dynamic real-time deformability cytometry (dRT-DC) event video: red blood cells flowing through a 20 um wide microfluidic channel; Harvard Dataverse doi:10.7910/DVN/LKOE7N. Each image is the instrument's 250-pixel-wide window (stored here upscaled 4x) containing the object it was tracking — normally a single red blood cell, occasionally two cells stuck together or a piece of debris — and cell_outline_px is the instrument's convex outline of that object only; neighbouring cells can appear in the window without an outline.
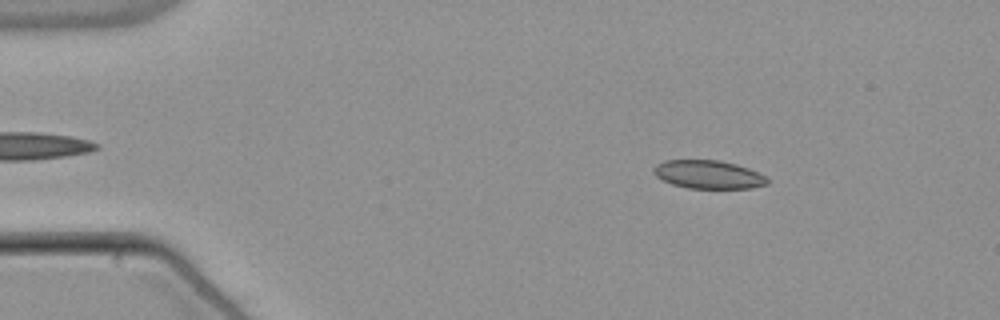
{"species": "common noctule bat (a hibernating species)", "species_latin": "Nyctalus noctula", "temperature_condition": "warm", "stored_images_in_passage": 53, "camera_frame_rate_fps": 3000, "um_per_image_px": 0.085, "animal": {"sex": "male", "body_mass_g": 21.5, "forearm_length_mm": 52.0}, "frame": {"image": 1, "passage_image": 8, "time_ms": 2.333, "image_size_px": [1000, 320], "cell_outline_px": [[768, 184], [752, 188], [688, 188], [672, 184], [656, 176], [652, 172], [652, 168], [656, 164], [664, 160], [720, 160], [736, 164], [748, 168], [768, 176]], "centroid_in_image_um": [60.22, 14.83], "position_along_channel_um": 24.8, "area_um2": 18.9}}
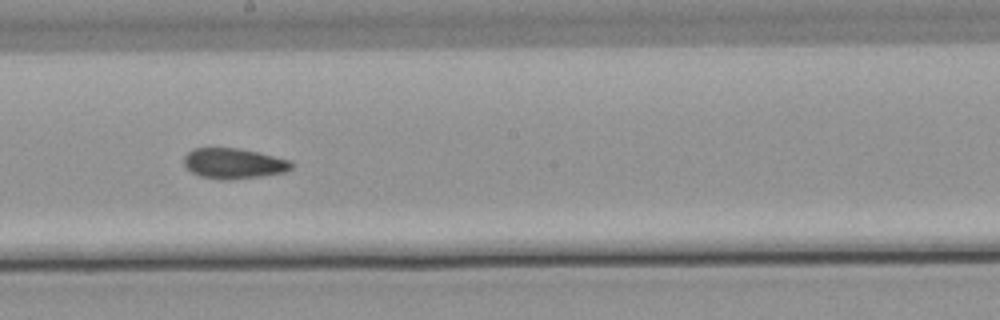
{"frame": {"image": 2, "passage_image": 30, "time_ms": 9.667, "image_size_px": [1000, 320], "cell_outline_px": [[292, 168], [284, 172], [256, 176], [224, 180], [200, 176], [192, 172], [184, 164], [184, 156], [192, 148], [240, 148], [292, 160]], "centroid_in_image_um": [19.85, 13.87], "position_along_channel_um": 228.3, "area_um2": 18.84}}
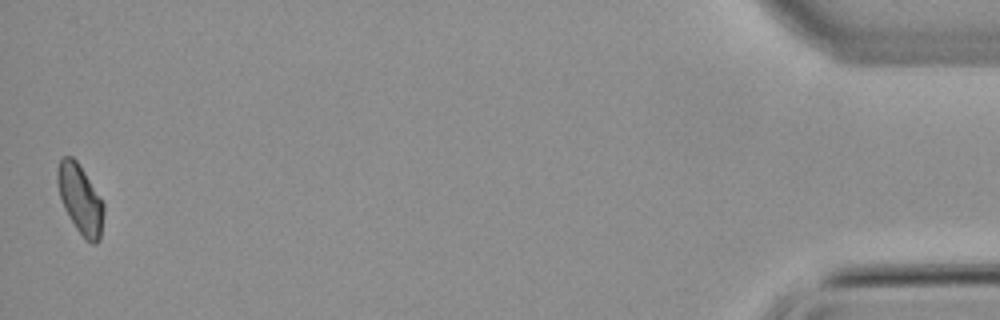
{"frame": {"image": 3, "passage_image": 53, "time_ms": 17.333, "image_size_px": [1000, 320], "cell_outline_px": [[104, 212], [100, 240], [96, 244], [92, 244], [84, 240], [76, 228], [64, 208], [60, 196], [56, 180], [56, 172], [60, 160], [64, 156], [72, 156], [76, 160], [84, 172], [104, 204]], "centroid_in_image_um": [6.82, 16.97], "position_along_channel_um": 428.4, "area_um2": 18.55}, "authors_computed_cell_mechanics": {"area_um2": 19.2474, "velocity_mm_per_s": 3.8267, "shape_relaxation_time_tau1_ms": null, "shape_relaxation_time_tau2_ms": 4.2962, "deformation_change_tau1": null, "deformation_change_tau2": 0.0917}}